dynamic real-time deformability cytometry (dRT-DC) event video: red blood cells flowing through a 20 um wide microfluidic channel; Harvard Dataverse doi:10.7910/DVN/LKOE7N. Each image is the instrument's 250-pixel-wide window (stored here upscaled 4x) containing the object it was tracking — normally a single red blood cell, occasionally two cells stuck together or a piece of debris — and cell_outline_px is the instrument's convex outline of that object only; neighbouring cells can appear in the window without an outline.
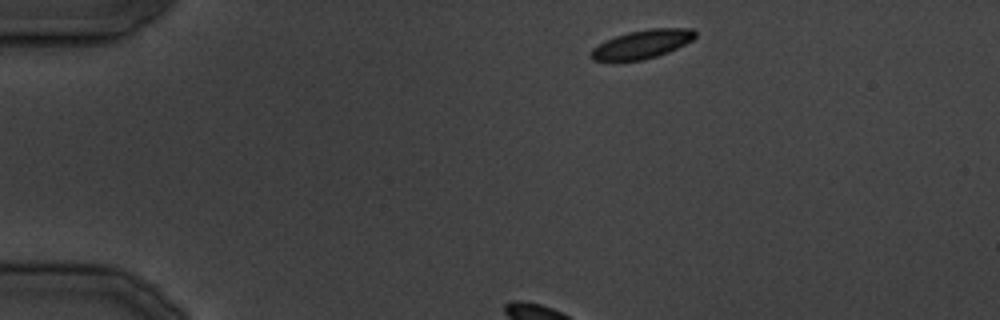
{"species": "common noctule bat (a hibernating species)", "species_latin": "Nyctalus noctula", "temperature_condition": "cold", "stored_images_in_passage": 20, "camera_frame_rate_fps": 3000, "um_per_image_px": 0.085, "animal": {"sex": "male", "body_mass_g": 19.5, "forearm_length_mm": 54.6}, "frame": {"image": 1, "passage_image": 1, "time_ms": 0.0, "image_size_px": [1000, 320], "cell_outline_px": [[696, 36], [692, 40], [668, 52], [644, 60], [612, 64], [592, 60], [588, 56], [592, 48], [604, 40], [628, 32], [648, 28], [692, 28], [696, 32]], "centroid_in_image_um": [54.46, 3.8], "position_along_channel_um": 30.5, "area_um2": 18.09}}